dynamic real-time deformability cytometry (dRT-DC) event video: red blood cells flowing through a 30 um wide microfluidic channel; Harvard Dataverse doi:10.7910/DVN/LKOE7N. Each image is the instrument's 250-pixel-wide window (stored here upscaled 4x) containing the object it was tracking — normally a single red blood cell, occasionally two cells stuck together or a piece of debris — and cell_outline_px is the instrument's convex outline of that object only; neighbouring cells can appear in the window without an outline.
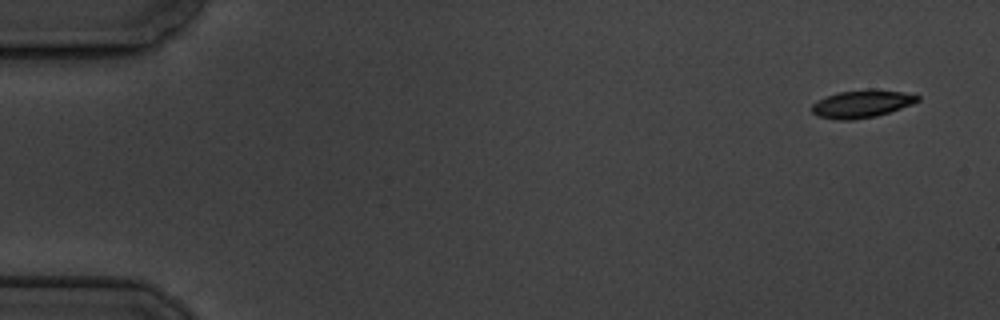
{"species": "common noctule bat (a hibernating species)", "species_latin": "Nyctalus noctula", "temperature_condition": "cold", "stored_images_in_passage": 5, "camera_frame_rate_fps": 3000, "um_per_image_px": 0.085, "animal": {"sex": "male", "body_mass_g": 19.5, "forearm_length_mm": 54.6}, "frame": {"image": 1, "passage_image": 1, "time_ms": 0.0, "image_size_px": [1000, 320], "cell_outline_px": [[920, 100], [912, 104], [876, 116], [852, 120], [840, 120], [820, 116], [812, 112], [812, 104], [816, 100], [824, 96], [840, 92], [872, 88], [900, 92], [920, 96]], "centroid_in_image_um": [73.23, 8.81], "position_along_channel_um": 11.8, "area_um2": 16.94}}
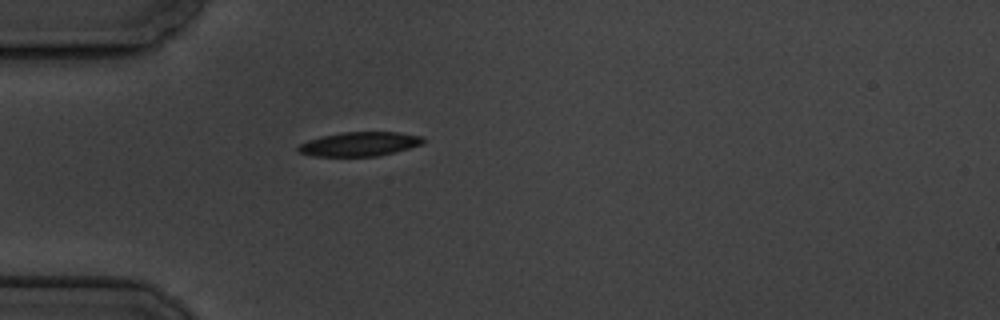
{"frame": {"image": 2, "passage_image": 5, "time_ms": 4.667, "image_size_px": [1000, 320], "cell_outline_px": [[424, 144], [376, 156], [312, 156], [300, 152], [296, 148], [300, 144], [308, 140], [320, 136], [344, 132], [396, 132], [424, 136]], "centroid_in_image_um": [30.56, 12.23], "position_along_channel_um": 54.4, "area_um2": 17.51}}